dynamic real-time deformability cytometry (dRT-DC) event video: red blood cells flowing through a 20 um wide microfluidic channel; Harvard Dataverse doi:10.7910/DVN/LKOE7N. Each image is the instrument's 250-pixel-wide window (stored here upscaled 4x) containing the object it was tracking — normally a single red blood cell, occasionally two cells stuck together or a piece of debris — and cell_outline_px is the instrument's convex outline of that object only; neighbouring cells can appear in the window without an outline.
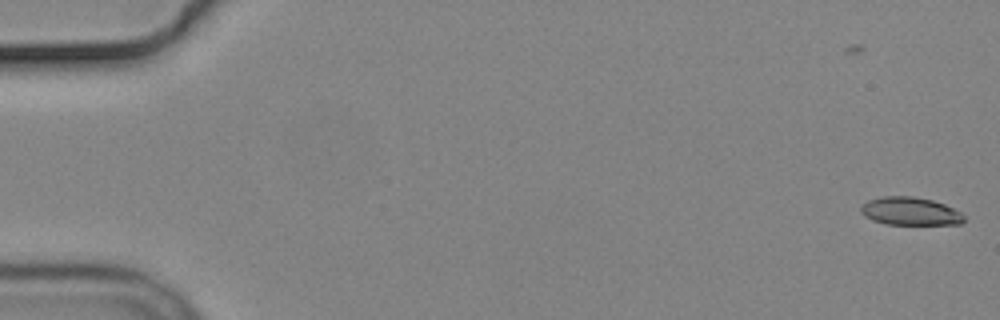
{"species": "common noctule bat (a hibernating species)", "species_latin": "Nyctalus noctula", "temperature_condition": "cold", "stored_images_in_passage": 4, "camera_frame_rate_fps": 3000, "um_per_image_px": 0.085, "animal": {"sex": "male", "body_mass_g": 19.2, "forearm_length_mm": 51.8}, "frame": {"image": 1, "passage_image": 4, "time_ms": 1.0, "image_size_px": [1000, 320], "cell_outline_px": [[964, 220], [960, 224], [884, 224], [872, 220], [864, 216], [860, 212], [860, 208], [868, 200], [884, 196], [912, 196], [932, 200], [944, 204], [960, 212], [964, 216]], "centroid_in_image_um": [77.34, 17.96], "position_along_channel_um": 7.7, "area_um2": 16.76}}